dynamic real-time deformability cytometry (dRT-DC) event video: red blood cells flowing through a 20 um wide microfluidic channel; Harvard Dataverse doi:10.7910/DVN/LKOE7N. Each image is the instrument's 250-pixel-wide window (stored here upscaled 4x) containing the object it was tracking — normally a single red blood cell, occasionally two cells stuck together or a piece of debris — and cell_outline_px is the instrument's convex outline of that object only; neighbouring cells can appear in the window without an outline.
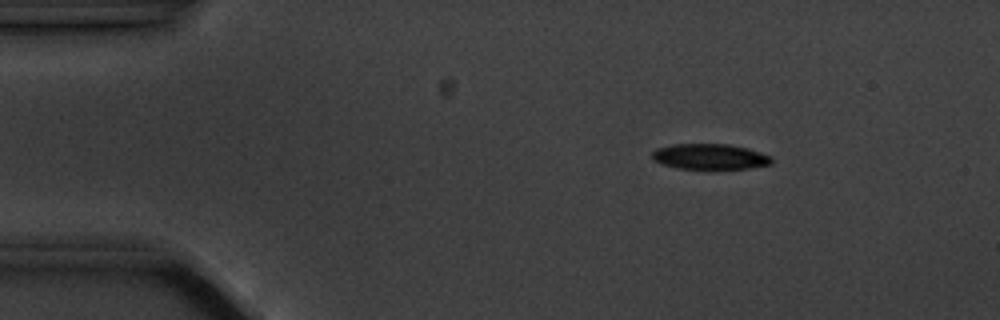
{"species": "common noctule bat (a hibernating species)", "species_latin": "Nyctalus noctula", "temperature_condition": "cold", "stored_images_in_passage": 5, "camera_frame_rate_fps": 3000, "um_per_image_px": 0.085, "animal": {"sex": "male", "body_mass_g": 20.1, "forearm_length_mm": 53.5}, "frame": {"image": 1, "passage_image": 3, "time_ms": 2.333, "image_size_px": [1000, 320], "cell_outline_px": [[772, 164], [748, 168], [704, 172], [680, 168], [660, 164], [652, 160], [652, 152], [656, 148], [676, 144], [728, 144], [748, 148], [772, 156]], "centroid_in_image_um": [60.34, 13.36], "position_along_channel_um": 24.7, "area_um2": 18.67}}